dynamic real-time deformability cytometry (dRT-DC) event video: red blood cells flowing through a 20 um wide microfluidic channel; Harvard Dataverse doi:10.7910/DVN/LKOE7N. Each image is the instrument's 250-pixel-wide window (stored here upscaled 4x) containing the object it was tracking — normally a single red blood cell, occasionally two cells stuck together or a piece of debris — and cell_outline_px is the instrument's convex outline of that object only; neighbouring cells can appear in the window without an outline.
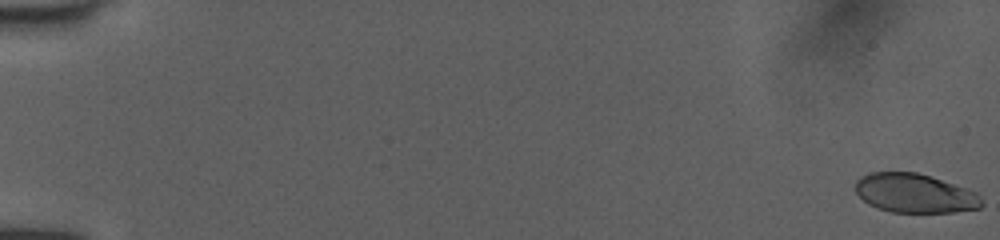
{"species": "human", "species_latin": "Homo sapiens", "temperature_condition": "room temperature", "stored_images_in_passage": 24, "camera_frame_rate_fps": 3000, "um_per_image_px": 0.085, "donor": {"sex": "female"}, "frame": {"image": 1, "passage_image": 1, "time_ms": 0.0, "image_size_px": [1000, 240], "cell_outline_px": [[984, 204], [980, 208], [952, 212], [892, 212], [876, 208], [868, 204], [856, 192], [856, 180], [860, 176], [868, 172], [916, 172], [976, 192], [980, 196]], "centroid_in_image_um": [77.72, 16.43], "position_along_channel_um": 7.3, "area_um2": 28.55}}
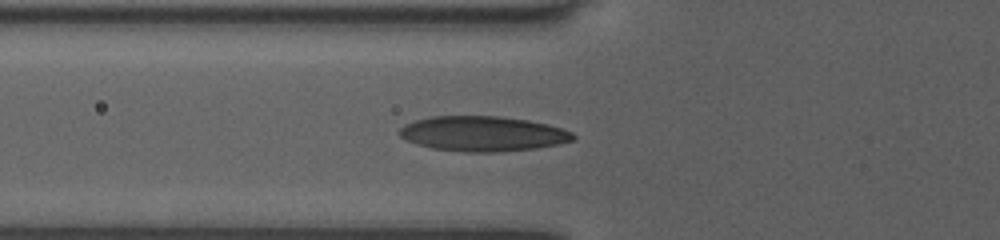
{"frame": {"image": 2, "passage_image": 21, "time_ms": 6.667, "image_size_px": [1000, 240], "cell_outline_px": [[576, 140], [560, 144], [536, 148], [496, 152], [464, 152], [432, 148], [416, 144], [400, 136], [396, 132], [404, 124], [416, 120], [432, 116], [500, 116], [528, 120], [548, 124], [572, 132], [576, 136]], "centroid_in_image_um": [41.05, 11.36], "position_along_channel_um": 84.8, "area_um2": 35.66}}
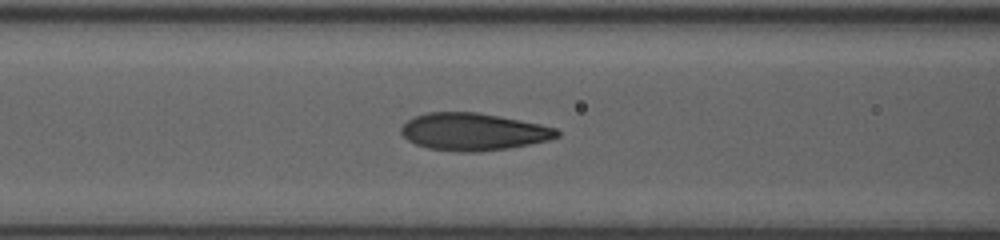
{"frame": {"image": 3, "passage_image": 24, "time_ms": 7.667, "image_size_px": [1000, 240], "cell_outline_px": [[560, 136], [548, 140], [508, 148], [476, 152], [460, 152], [428, 148], [416, 144], [408, 140], [400, 132], [400, 128], [408, 120], [416, 116], [428, 112], [476, 112], [500, 116], [540, 124], [556, 128], [560, 132]], "centroid_in_image_um": [40.23, 11.2], "position_along_channel_um": 126.4, "area_um2": 33.76}}